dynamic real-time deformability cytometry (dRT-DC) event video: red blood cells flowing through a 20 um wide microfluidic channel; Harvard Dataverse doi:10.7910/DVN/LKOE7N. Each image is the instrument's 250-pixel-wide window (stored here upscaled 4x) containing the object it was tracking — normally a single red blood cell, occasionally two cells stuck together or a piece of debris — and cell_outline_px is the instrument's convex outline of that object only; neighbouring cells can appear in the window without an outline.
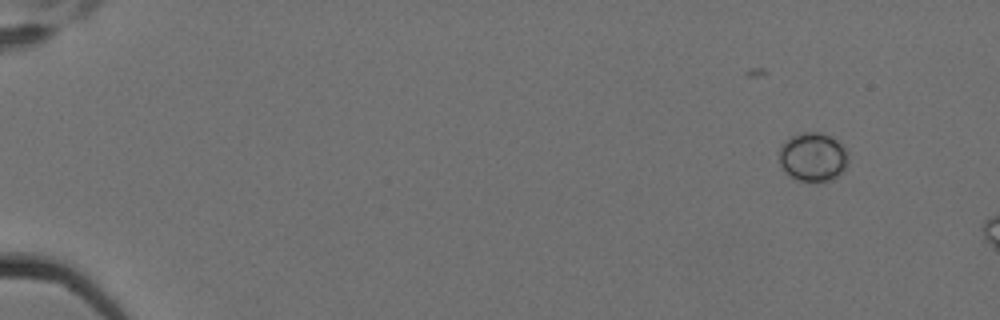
{"species": "Egyptian fruit bat (a non-hibernating species)", "species_latin": "Rousettus aegyptiacus", "temperature_condition": "cold", "stored_images_in_passage": 3, "camera_frame_rate_fps": 3000, "um_per_image_px": 0.085, "animal": {"sex": "female"}, "frame": {"image": 1, "passage_image": 1, "time_ms": 0.0, "image_size_px": [1000, 320], "cell_outline_px": [[848, 160], [844, 172], [828, 180], [816, 184], [796, 180], [788, 176], [784, 172], [780, 164], [780, 148], [784, 140], [792, 136], [804, 132], [820, 132], [836, 140], [848, 152]], "centroid_in_image_um": [69.08, 13.39], "position_along_channel_um": 15.9, "area_um2": 20.0}}